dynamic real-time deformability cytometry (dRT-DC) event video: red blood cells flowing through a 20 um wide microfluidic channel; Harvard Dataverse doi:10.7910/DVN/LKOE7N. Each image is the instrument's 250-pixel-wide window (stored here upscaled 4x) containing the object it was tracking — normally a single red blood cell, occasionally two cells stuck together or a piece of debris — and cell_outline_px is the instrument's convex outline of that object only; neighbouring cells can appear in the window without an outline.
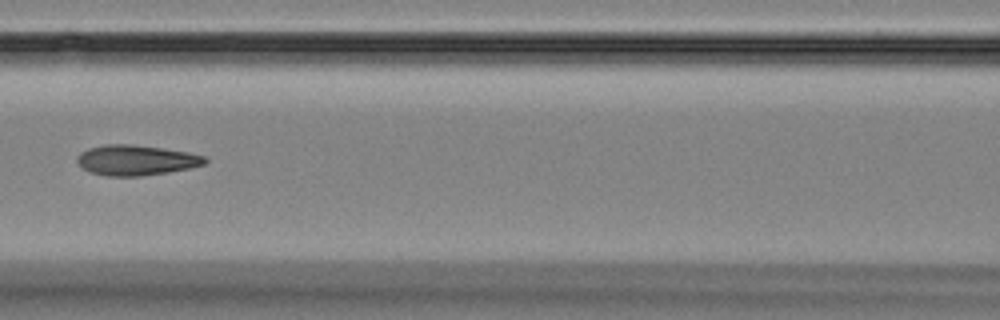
{"species": "Egyptian fruit bat (a non-hibernating species)", "species_latin": "Rousettus aegyptiacus", "temperature_condition": "room temperature", "stored_images_in_passage": 9, "camera_frame_rate_fps": 3000, "um_per_image_px": 0.085, "animal": {"sex": "female"}, "frame": {"image": 1, "passage_image": 8, "time_ms": 8.0, "image_size_px": [1000, 320], "cell_outline_px": [[208, 160], [204, 164], [192, 168], [168, 172], [140, 176], [108, 176], [88, 172], [76, 160], [76, 156], [80, 152], [88, 148], [104, 144], [132, 144], [188, 152], [204, 156]], "centroid_in_image_um": [11.55, 13.61], "position_along_channel_um": 155.1, "area_um2": 22.6}}
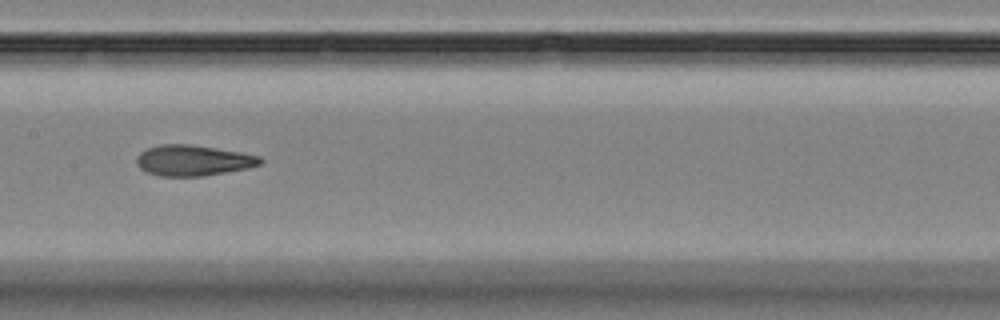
{"frame": {"image": 2, "passage_image": 9, "time_ms": 9.0, "image_size_px": [1000, 320], "cell_outline_px": [[264, 160], [260, 164], [248, 168], [200, 176], [160, 176], [148, 172], [140, 168], [136, 164], [136, 156], [140, 152], [148, 148], [160, 144], [188, 144], [216, 148], [240, 152], [260, 156]], "centroid_in_image_um": [16.4, 13.63], "position_along_channel_um": 191.0, "area_um2": 22.02}}